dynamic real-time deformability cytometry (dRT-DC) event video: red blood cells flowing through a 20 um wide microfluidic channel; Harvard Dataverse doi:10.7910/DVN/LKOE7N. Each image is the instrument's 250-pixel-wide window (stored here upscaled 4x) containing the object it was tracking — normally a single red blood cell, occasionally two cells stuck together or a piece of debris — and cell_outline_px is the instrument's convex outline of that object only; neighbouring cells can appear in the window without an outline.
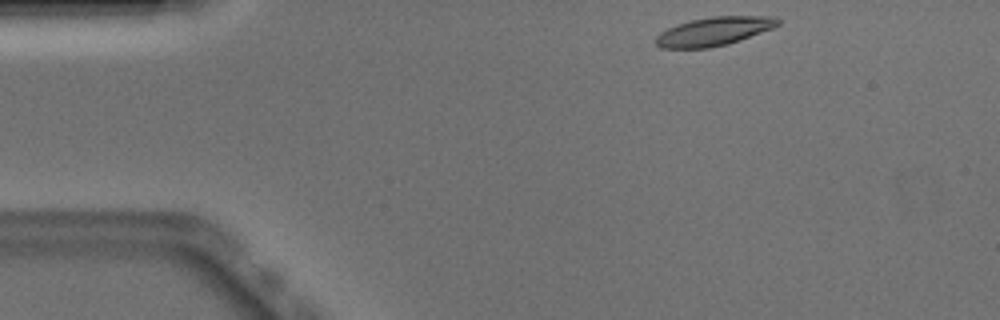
{"species": "Egyptian fruit bat (a non-hibernating species)", "species_latin": "Rousettus aegyptiacus", "temperature_condition": "warm", "stored_images_in_passage": 45, "camera_frame_rate_fps": 3000, "um_per_image_px": 0.085, "animal": {"sex": "male"}, "frame": {"image": 1, "passage_image": 1, "time_ms": 0.0, "image_size_px": [1000, 320], "cell_outline_px": [[780, 24], [772, 28], [740, 40], [728, 44], [708, 48], [660, 48], [652, 40], [660, 32], [676, 24], [692, 20], [712, 16], [776, 16], [780, 20]], "centroid_in_image_um": [60.66, 2.66], "position_along_channel_um": 24.3, "area_um2": 20.46}}
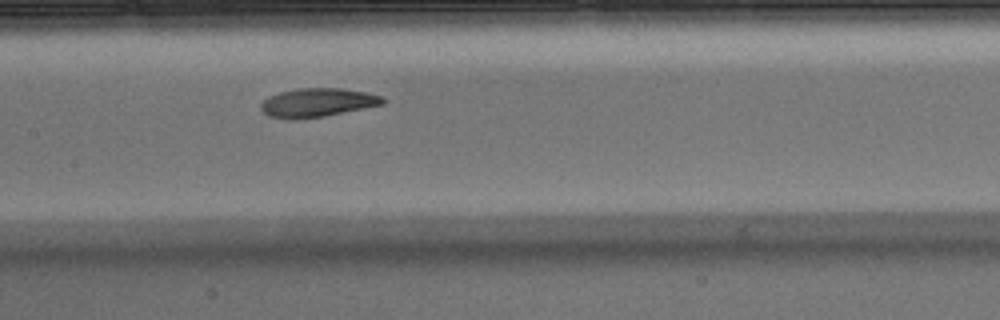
{"frame": {"image": 2, "passage_image": 18, "time_ms": 5.667, "image_size_px": [1000, 320], "cell_outline_px": [[384, 104], [324, 116], [296, 120], [288, 120], [268, 116], [260, 108], [260, 104], [268, 96], [280, 92], [296, 88], [340, 88], [368, 92], [384, 96]], "centroid_in_image_um": [26.96, 8.72], "position_along_channel_um": 180.4, "area_um2": 20.63}}
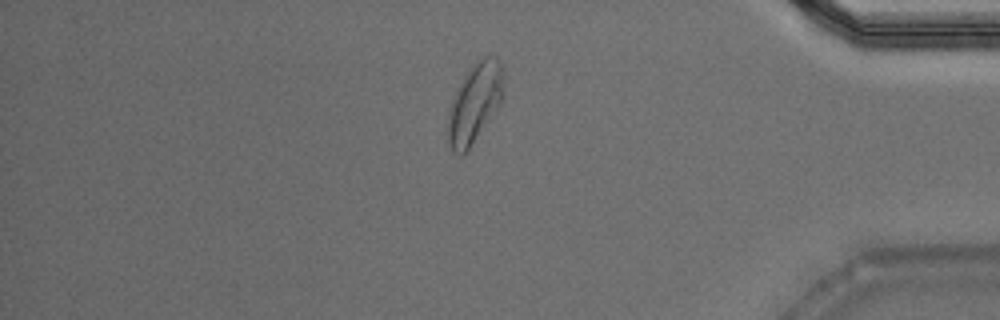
{"frame": {"image": 3, "passage_image": 37, "time_ms": 12.0, "image_size_px": [1000, 320], "cell_outline_px": [[504, 96], [500, 104], [468, 148], [460, 156], [452, 152], [448, 144], [444, 132], [452, 100], [456, 88], [472, 64], [480, 56], [488, 52], [496, 56], [500, 64], [504, 88]], "centroid_in_image_um": [40.31, 8.72], "position_along_channel_um": 394.9, "area_um2": 26.13}, "authors_computed_cell_mechanics": {"area_um2": 20.9236, "velocity_mm_per_s": 3.8876, "shape_relaxation_time_tau1_ms": 6.8304, "shape_relaxation_time_tau2_ms": 3.2253, "deformation_change_tau1": 0.2118, "deformation_change_tau2": 0.1066}}